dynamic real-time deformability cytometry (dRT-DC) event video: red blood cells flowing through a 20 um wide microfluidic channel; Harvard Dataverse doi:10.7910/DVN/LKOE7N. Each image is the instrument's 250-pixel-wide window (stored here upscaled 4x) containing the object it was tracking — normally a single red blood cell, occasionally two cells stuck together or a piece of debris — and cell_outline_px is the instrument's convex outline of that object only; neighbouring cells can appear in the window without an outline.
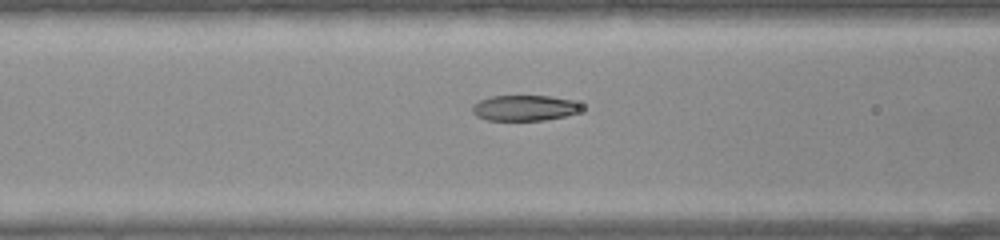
{"species": "common noctule bat (a hibernating species)", "species_latin": "Nyctalus noctula", "temperature_condition": "warm", "stored_images_in_passage": 15, "camera_frame_rate_fps": 3000, "um_per_image_px": 0.085, "animal": {"sex": "female", "body_mass_g": 22.0, "forearm_length_mm": 56.7}, "frame": {"image": 1, "passage_image": 13, "time_ms": 4.0, "image_size_px": [1000, 240], "cell_outline_px": [[580, 108], [576, 112], [564, 116], [544, 120], [484, 120], [476, 116], [472, 112], [472, 104], [480, 100], [492, 96], [548, 96], [572, 100], [580, 104]], "centroid_in_image_um": [44.51, 9.18], "position_along_channel_um": 122.1, "area_um2": 16.13}}